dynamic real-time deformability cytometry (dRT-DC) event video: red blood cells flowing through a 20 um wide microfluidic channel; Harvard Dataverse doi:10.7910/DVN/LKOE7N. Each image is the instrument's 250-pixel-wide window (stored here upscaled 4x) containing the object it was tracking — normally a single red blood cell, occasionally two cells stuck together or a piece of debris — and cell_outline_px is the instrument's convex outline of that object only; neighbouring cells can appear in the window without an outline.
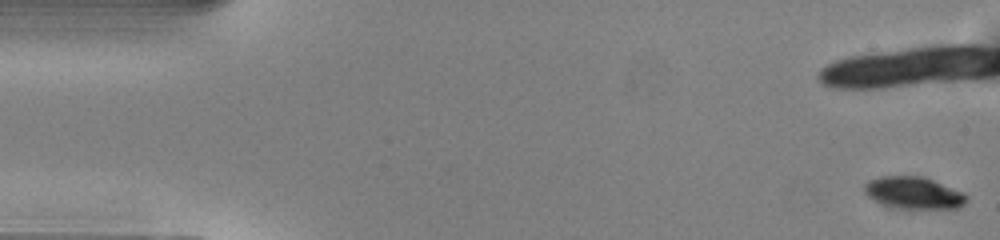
{"species": "common noctule bat (a hibernating species)", "species_latin": "Nyctalus noctula", "temperature_condition": "warm", "stored_images_in_passage": 16, "camera_frame_rate_fps": 3000, "um_per_image_px": 0.085, "animal": {"sex": "male", "body_mass_g": 13.0, "forearm_length_mm": 53.1}, "frame": {"image": 1, "passage_image": 1, "time_ms": 0.0, "image_size_px": [1000, 240], "cell_outline_px": [[968, 200], [964, 204], [956, 208], [900, 208], [884, 204], [868, 196], [864, 192], [864, 184], [868, 180], [880, 176], [924, 176], [964, 192], [968, 196]], "centroid_in_image_um": [77.69, 16.37], "position_along_channel_um": 7.3, "area_um2": 19.02}}